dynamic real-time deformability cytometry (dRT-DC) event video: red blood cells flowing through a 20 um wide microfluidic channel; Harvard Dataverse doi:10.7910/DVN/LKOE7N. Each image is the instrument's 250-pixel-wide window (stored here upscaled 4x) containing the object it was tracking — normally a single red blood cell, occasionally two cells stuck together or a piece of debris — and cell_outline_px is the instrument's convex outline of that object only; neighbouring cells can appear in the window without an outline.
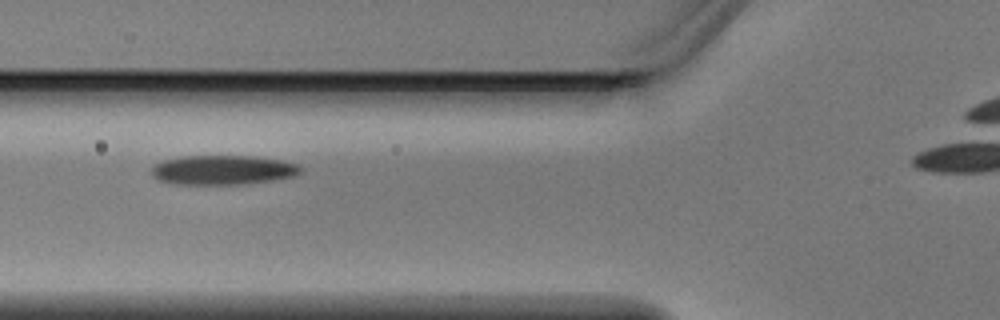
{"species": "Egyptian fruit bat (a non-hibernating species)", "species_latin": "Rousettus aegyptiacus", "temperature_condition": "warm", "stored_images_in_passage": 3, "camera_frame_rate_fps": 3000, "um_per_image_px": 0.085, "animal": {"sex": "male"}, "frame": {"image": 1, "passage_image": 3, "time_ms": 0.667, "image_size_px": [1000, 320], "cell_outline_px": [[304, 168], [296, 176], [248, 184], [172, 184], [160, 180], [152, 176], [152, 168], [156, 164], [164, 160], [180, 156], [252, 156], [284, 160], [296, 164]], "centroid_in_image_um": [18.97, 14.45], "position_along_channel_um": 106.8, "area_um2": 25.72}}